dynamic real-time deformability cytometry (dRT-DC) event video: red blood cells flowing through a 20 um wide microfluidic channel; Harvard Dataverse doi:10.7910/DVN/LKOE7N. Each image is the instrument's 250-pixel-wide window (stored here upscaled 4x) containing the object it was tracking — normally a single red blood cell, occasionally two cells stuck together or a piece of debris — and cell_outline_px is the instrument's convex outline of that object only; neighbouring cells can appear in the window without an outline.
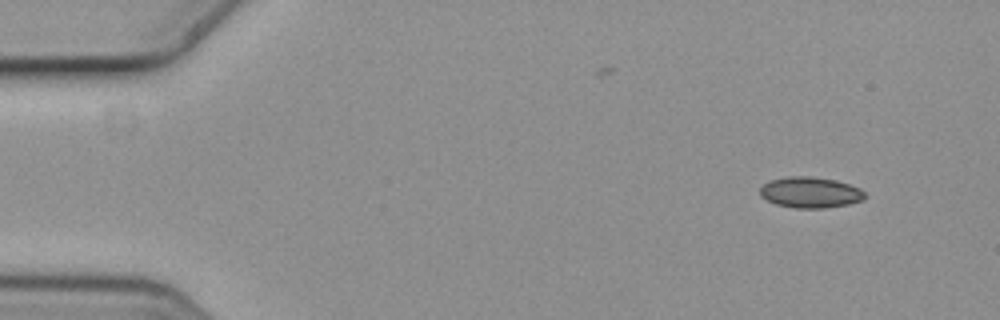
{"species": "common noctule bat (a hibernating species)", "species_latin": "Nyctalus noctula", "temperature_condition": "cold", "stored_images_in_passage": 5, "camera_frame_rate_fps": 3000, "um_per_image_px": 0.085, "animal": {"sex": "female", "body_mass_g": 19.3, "forearm_length_mm": 54.1}, "frame": {"image": 1, "passage_image": 1, "time_ms": 0.0, "image_size_px": [1000, 320], "cell_outline_px": [[868, 196], [864, 200], [848, 204], [824, 208], [796, 208], [776, 204], [760, 196], [760, 188], [764, 184], [772, 180], [788, 176], [808, 176], [836, 180], [860, 188]], "centroid_in_image_um": [68.91, 16.36], "position_along_channel_um": 16.1, "area_um2": 18.84}}
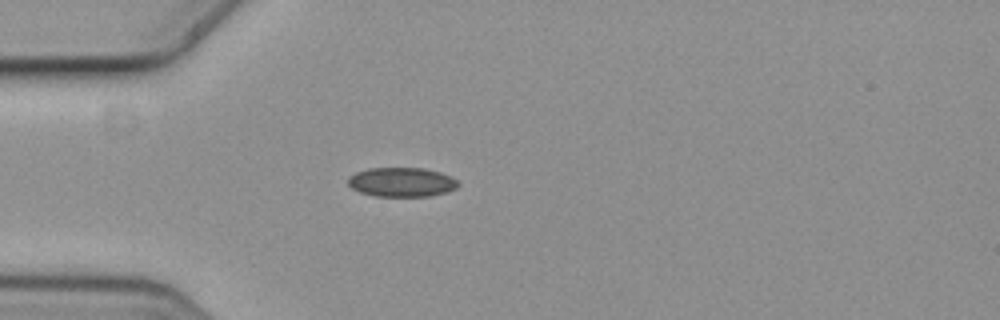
{"frame": {"image": 2, "passage_image": 4, "time_ms": 1.0, "image_size_px": [1000, 320], "cell_outline_px": [[460, 184], [456, 188], [448, 192], [428, 196], [376, 196], [360, 192], [352, 188], [348, 184], [348, 176], [356, 172], [368, 168], [424, 168], [440, 172], [452, 176]], "centroid_in_image_um": [34.15, 15.47], "position_along_channel_um": 50.8, "area_um2": 18.9}}